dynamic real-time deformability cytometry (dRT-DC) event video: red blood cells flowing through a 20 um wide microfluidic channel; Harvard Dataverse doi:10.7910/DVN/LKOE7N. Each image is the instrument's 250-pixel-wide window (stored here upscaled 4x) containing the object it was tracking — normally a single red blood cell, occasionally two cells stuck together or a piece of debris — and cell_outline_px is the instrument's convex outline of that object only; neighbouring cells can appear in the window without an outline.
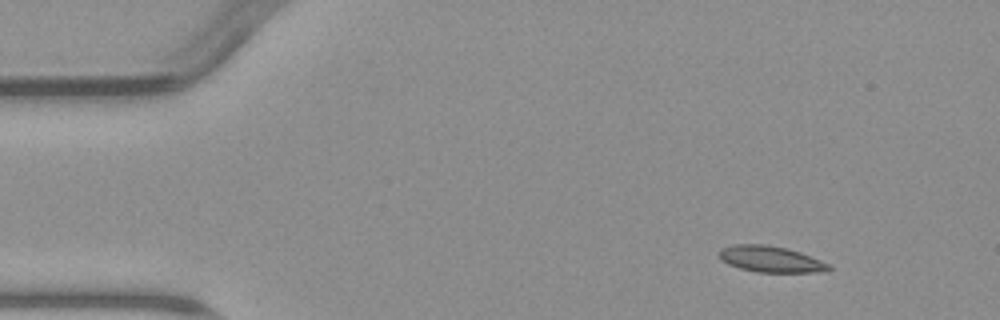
{"species": "common noctule bat (a hibernating species)", "species_latin": "Nyctalus noctula", "temperature_condition": "warm", "stored_images_in_passage": 6, "camera_frame_rate_fps": 3000, "um_per_image_px": 0.085, "animal": {"sex": "male", "body_mass_g": 23.1, "forearm_length_mm": 52.7}, "frame": {"image": 1, "passage_image": 1, "time_ms": 0.0, "image_size_px": [1000, 320], "cell_outline_px": [[832, 268], [828, 272], [756, 272], [740, 268], [728, 264], [720, 260], [716, 252], [720, 248], [732, 244], [768, 244], [800, 252], [832, 264]], "centroid_in_image_um": [65.49, 22.02], "position_along_channel_um": 19.5, "area_um2": 17.11}}
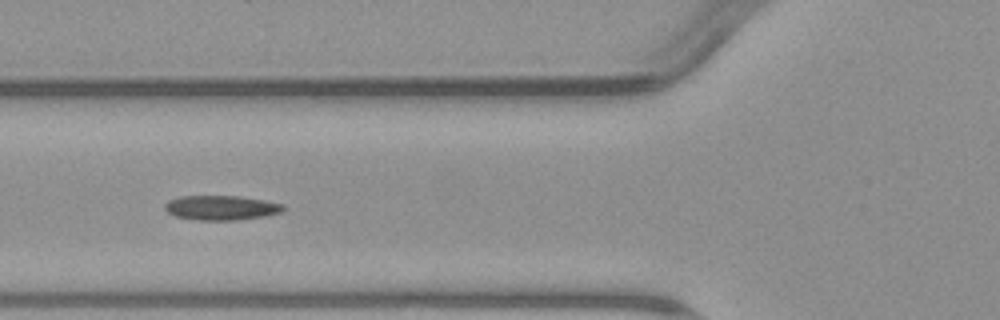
{"frame": {"image": 2, "passage_image": 5, "time_ms": 4.667, "image_size_px": [1000, 320], "cell_outline_px": [[288, 208], [284, 212], [264, 216], [236, 220], [196, 220], [176, 216], [168, 212], [164, 208], [164, 204], [168, 200], [180, 196], [240, 196], [264, 200], [284, 204]], "centroid_in_image_um": [18.85, 17.65], "position_along_channel_um": 107.0, "area_um2": 17.17}}
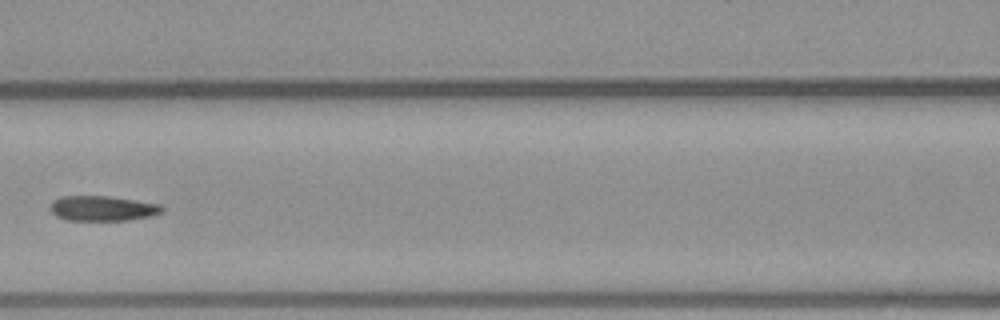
{"frame": {"image": 3, "passage_image": 6, "time_ms": 6.0, "image_size_px": [1000, 320], "cell_outline_px": [[164, 212], [152, 216], [128, 220], [68, 220], [56, 216], [48, 208], [52, 200], [60, 196], [108, 196], [136, 200], [160, 204], [164, 208]], "centroid_in_image_um": [8.71, 17.7], "position_along_channel_um": 157.9, "area_um2": 16.53}}